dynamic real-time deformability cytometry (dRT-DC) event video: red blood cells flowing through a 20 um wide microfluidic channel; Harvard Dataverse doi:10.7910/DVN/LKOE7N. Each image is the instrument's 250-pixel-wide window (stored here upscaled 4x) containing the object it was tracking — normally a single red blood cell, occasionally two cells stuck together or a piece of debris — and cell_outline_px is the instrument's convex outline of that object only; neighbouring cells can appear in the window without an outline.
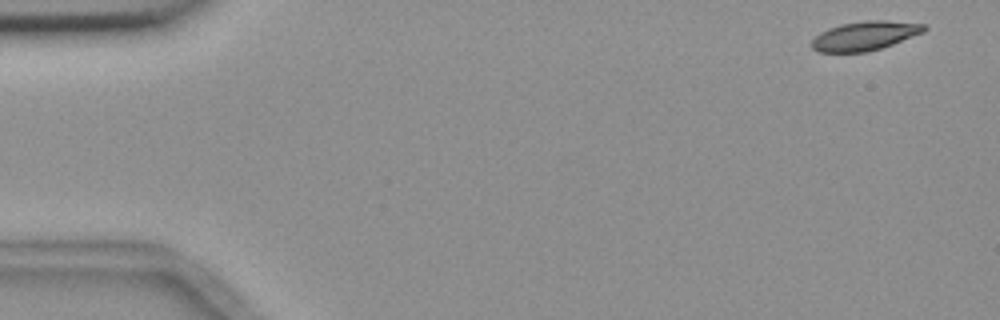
{"species": "common noctule bat (a hibernating species)", "species_latin": "Nyctalus noctula", "temperature_condition": "room temperature", "stored_images_in_passage": 7, "camera_frame_rate_fps": 3000, "um_per_image_px": 0.085, "animal": {"sex": "female", "body_mass_g": 18.4}, "frame": {"image": 1, "passage_image": 1, "time_ms": 0.0, "image_size_px": [1000, 320], "cell_outline_px": [[928, 28], [924, 32], [892, 44], [868, 52], [816, 52], [812, 48], [812, 40], [820, 32], [828, 28], [840, 24], [864, 20], [884, 20], [928, 24]], "centroid_in_image_um": [73.52, 3.03], "position_along_channel_um": 11.5, "area_um2": 19.19}}
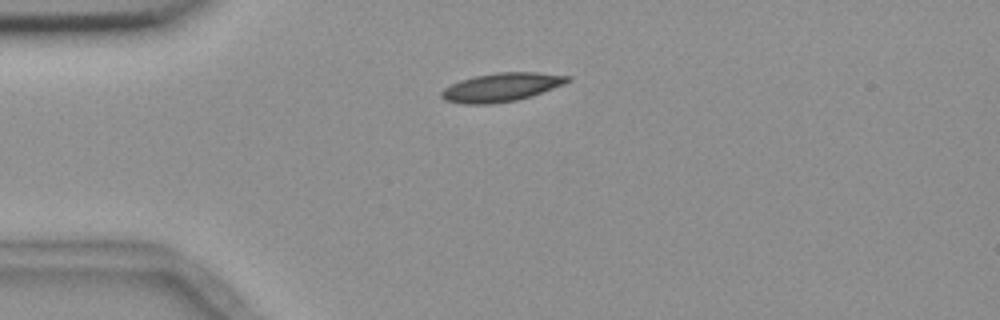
{"frame": {"image": 2, "passage_image": 4, "time_ms": 3.667, "image_size_px": [1000, 320], "cell_outline_px": [[572, 80], [564, 84], [532, 96], [516, 100], [492, 104], [460, 104], [444, 100], [440, 96], [440, 92], [444, 88], [460, 80], [476, 76], [496, 72], [536, 72], [572, 76]], "centroid_in_image_um": [42.62, 7.42], "position_along_channel_um": 42.4, "area_um2": 21.15}}
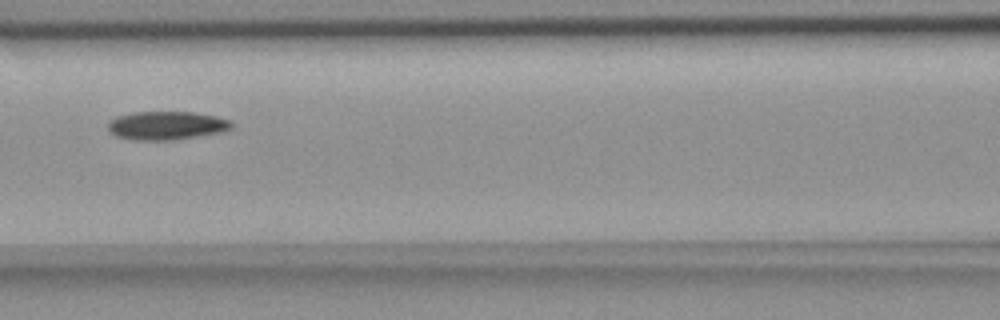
{"frame": {"image": 3, "passage_image": 7, "time_ms": 7.333, "image_size_px": [1000, 320], "cell_outline_px": [[232, 128], [220, 132], [172, 140], [132, 140], [116, 136], [108, 128], [108, 124], [116, 116], [132, 112], [196, 112], [216, 116], [232, 120]], "centroid_in_image_um": [14.16, 10.66], "position_along_channel_um": 152.4, "area_um2": 20.46}}